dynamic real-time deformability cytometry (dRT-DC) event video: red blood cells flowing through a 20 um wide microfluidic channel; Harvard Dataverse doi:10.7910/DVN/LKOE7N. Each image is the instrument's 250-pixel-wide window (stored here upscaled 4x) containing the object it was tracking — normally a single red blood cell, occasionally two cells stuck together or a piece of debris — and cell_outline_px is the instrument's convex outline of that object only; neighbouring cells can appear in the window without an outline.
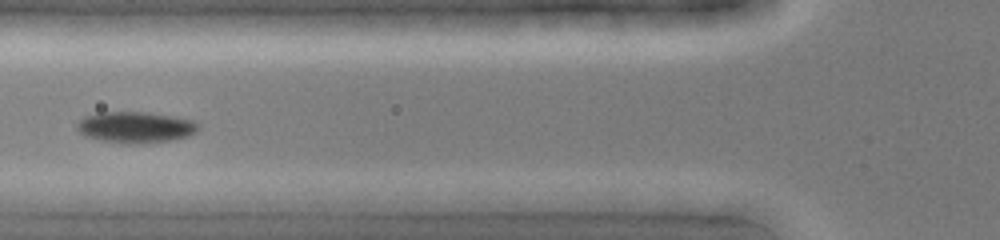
{"species": "common noctule bat (a hibernating species)", "species_latin": "Nyctalus noctula", "temperature_condition": "cold", "stored_images_in_passage": 38, "camera_frame_rate_fps": 3000, "um_per_image_px": 0.085, "animal": {"sex": "female", "body_mass_g": 19.0, "forearm_length_mm": 51.5}, "frame": {"image": 1, "passage_image": 11, "time_ms": 3.333, "image_size_px": [1000, 240], "cell_outline_px": [[200, 128], [196, 132], [188, 136], [168, 140], [128, 144], [104, 140], [84, 136], [76, 128], [76, 124], [84, 116], [100, 112], [152, 112], [192, 120], [200, 124]], "centroid_in_image_um": [11.52, 10.79], "position_along_channel_um": 114.3, "area_um2": 21.91}}
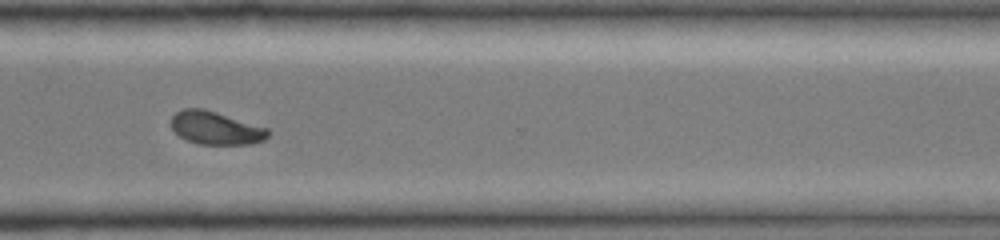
{"frame": {"image": 2, "passage_image": 27, "time_ms": 8.667, "image_size_px": [1000, 240], "cell_outline_px": [[268, 136], [264, 140], [252, 144], [200, 144], [188, 140], [180, 136], [172, 128], [172, 116], [176, 112], [184, 108], [204, 108], [268, 128]], "centroid_in_image_um": [18.35, 10.87], "position_along_channel_um": 352.3, "area_um2": 18.5}}
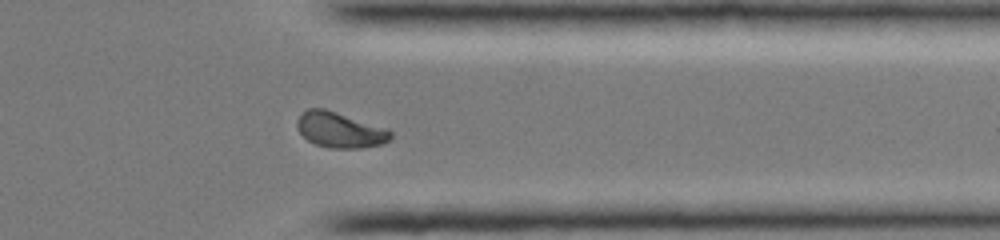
{"frame": {"image": 3, "passage_image": 29, "time_ms": 9.333, "image_size_px": [1000, 240], "cell_outline_px": [[392, 140], [384, 144], [360, 148], [328, 148], [316, 144], [308, 140], [296, 128], [296, 120], [308, 108], [324, 108], [388, 128], [392, 132]], "centroid_in_image_um": [28.93, 11.05], "position_along_channel_um": 382.5, "area_um2": 19.54}}